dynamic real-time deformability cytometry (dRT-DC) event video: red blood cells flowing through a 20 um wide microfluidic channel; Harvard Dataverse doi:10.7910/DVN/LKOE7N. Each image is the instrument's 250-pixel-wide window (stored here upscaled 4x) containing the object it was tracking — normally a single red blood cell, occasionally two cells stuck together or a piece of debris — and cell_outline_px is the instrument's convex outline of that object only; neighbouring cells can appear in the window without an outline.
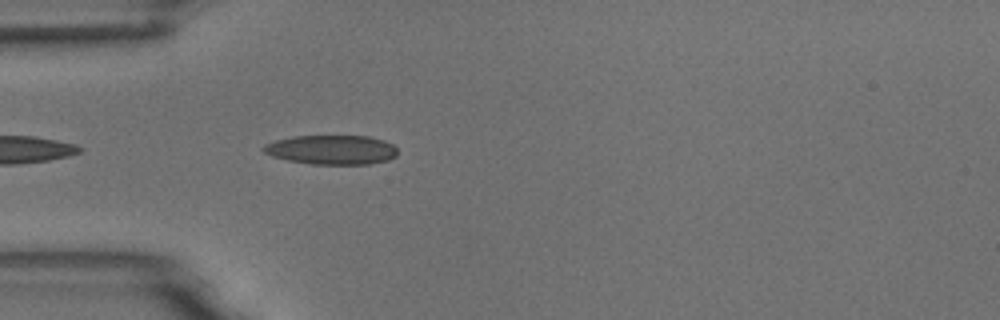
{"species": "common noctule bat (a hibernating species)", "species_latin": "Nyctalus noctula", "temperature_condition": "room temperature", "stored_images_in_passage": 5, "camera_frame_rate_fps": 3000, "um_per_image_px": 0.085, "animal": {"sex": "male", "body_mass_g": 18.8}, "frame": {"image": 1, "passage_image": 5, "time_ms": 4.667, "image_size_px": [1000, 320], "cell_outline_px": [[396, 156], [388, 160], [368, 164], [312, 164], [288, 160], [272, 156], [264, 152], [260, 148], [264, 144], [276, 140], [292, 136], [368, 136], [384, 140], [392, 144], [396, 148]], "centroid_in_image_um": [28.17, 12.72], "position_along_channel_um": 56.8, "area_um2": 22.95}}